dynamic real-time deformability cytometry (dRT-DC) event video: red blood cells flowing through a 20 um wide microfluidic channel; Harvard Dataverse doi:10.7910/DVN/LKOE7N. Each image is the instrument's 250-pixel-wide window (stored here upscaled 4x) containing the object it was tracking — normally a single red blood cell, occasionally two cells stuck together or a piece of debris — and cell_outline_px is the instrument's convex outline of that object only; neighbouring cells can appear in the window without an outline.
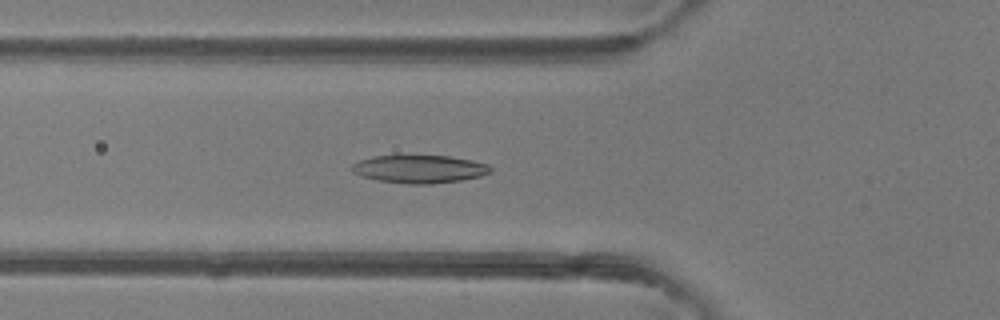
{"species": "common noctule bat (a hibernating species)", "species_latin": "Nyctalus noctula", "temperature_condition": "room temperature", "stored_images_in_passage": 45, "camera_frame_rate_fps": 3000, "um_per_image_px": 0.085, "animal": {"sex": "female"}, "frame": {"image": 1, "passage_image": 13, "time_ms": 4.0, "image_size_px": [1000, 320], "cell_outline_px": [[492, 172], [480, 176], [460, 180], [432, 184], [408, 184], [376, 180], [360, 176], [352, 172], [352, 164], [360, 160], [372, 156], [448, 156], [472, 160], [488, 164], [492, 168]], "centroid_in_image_um": [35.65, 14.37], "position_along_channel_um": 90.2, "area_um2": 22.6}}
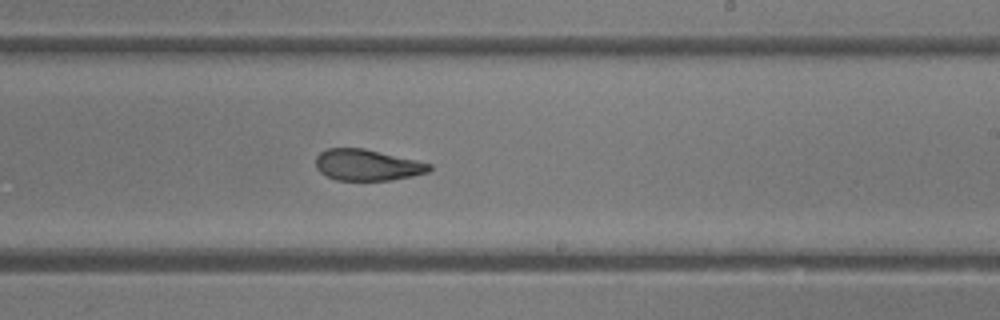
{"frame": {"image": 2, "passage_image": 25, "time_ms": 8.0, "image_size_px": [1000, 320], "cell_outline_px": [[432, 168], [428, 172], [412, 176], [392, 180], [336, 180], [320, 172], [316, 168], [316, 156], [320, 152], [328, 148], [364, 148], [416, 160], [432, 164]], "centroid_in_image_um": [31.21, 14.02], "position_along_channel_um": 257.8, "area_um2": 20.63}}
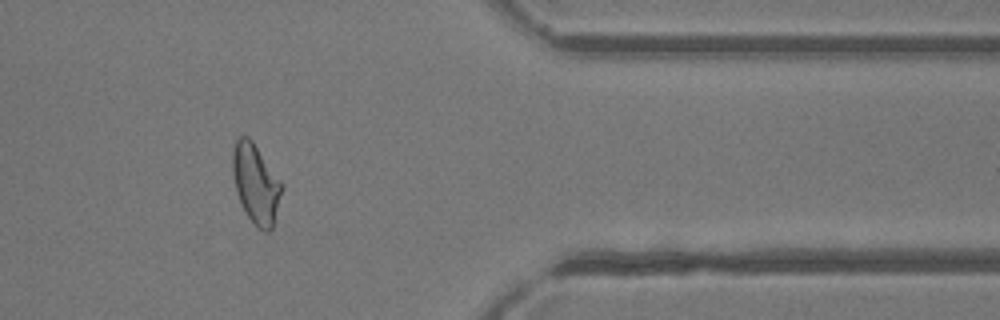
{"frame": {"image": 3, "passage_image": 36, "time_ms": 11.667, "image_size_px": [1000, 320], "cell_outline_px": [[284, 188], [272, 228], [268, 232], [264, 232], [256, 228], [240, 204], [236, 192], [232, 172], [232, 152], [236, 140], [240, 136], [248, 136], [252, 140], [284, 184]], "centroid_in_image_um": [21.75, 15.63], "position_along_channel_um": 389.6, "area_um2": 23.12}, "authors_computed_cell_mechanics": {"area_um2": 22.6576, "velocity_mm_per_s": 4.1879, "shape_relaxation_time_tau1_ms": 9.2015, "shape_relaxation_time_tau2_ms": 2.34, "deformation_change_tau1": 0.2504, "deformation_change_tau2": 0.0959}}